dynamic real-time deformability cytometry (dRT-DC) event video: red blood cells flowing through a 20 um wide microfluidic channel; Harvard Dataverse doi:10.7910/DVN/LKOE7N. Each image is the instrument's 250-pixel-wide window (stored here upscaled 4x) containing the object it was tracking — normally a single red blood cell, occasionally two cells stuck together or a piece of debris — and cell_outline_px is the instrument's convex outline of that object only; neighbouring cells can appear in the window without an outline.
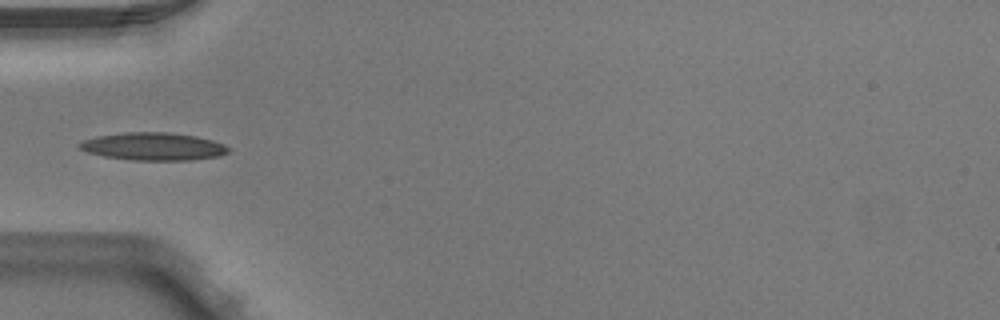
{"species": "Egyptian fruit bat (a non-hibernating species)", "species_latin": "Rousettus aegyptiacus", "temperature_condition": "warm", "stored_images_in_passage": 4, "camera_frame_rate_fps": 3000, "um_per_image_px": 0.085, "animal": {"sex": "male"}, "frame": {"image": 1, "passage_image": 3, "time_ms": 0.667, "image_size_px": [1000, 320], "cell_outline_px": [[232, 148], [228, 152], [220, 156], [192, 160], [132, 160], [104, 156], [88, 152], [80, 148], [80, 144], [84, 140], [100, 136], [124, 132], [168, 132], [196, 136], [212, 140], [224, 144]], "centroid_in_image_um": [13.11, 12.45], "position_along_channel_um": 71.9, "area_um2": 23.93}}
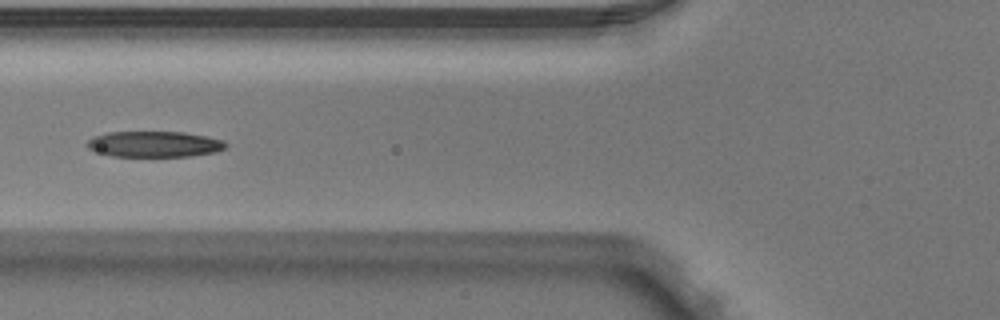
{"frame": {"image": 2, "passage_image": 4, "time_ms": 1.0, "image_size_px": [1000, 320], "cell_outline_px": [[228, 144], [224, 148], [216, 152], [192, 156], [112, 156], [96, 152], [88, 148], [84, 144], [92, 136], [108, 132], [184, 132], [208, 136], [224, 140]], "centroid_in_image_um": [13.11, 12.25], "position_along_channel_um": 112.7, "area_um2": 21.1}}